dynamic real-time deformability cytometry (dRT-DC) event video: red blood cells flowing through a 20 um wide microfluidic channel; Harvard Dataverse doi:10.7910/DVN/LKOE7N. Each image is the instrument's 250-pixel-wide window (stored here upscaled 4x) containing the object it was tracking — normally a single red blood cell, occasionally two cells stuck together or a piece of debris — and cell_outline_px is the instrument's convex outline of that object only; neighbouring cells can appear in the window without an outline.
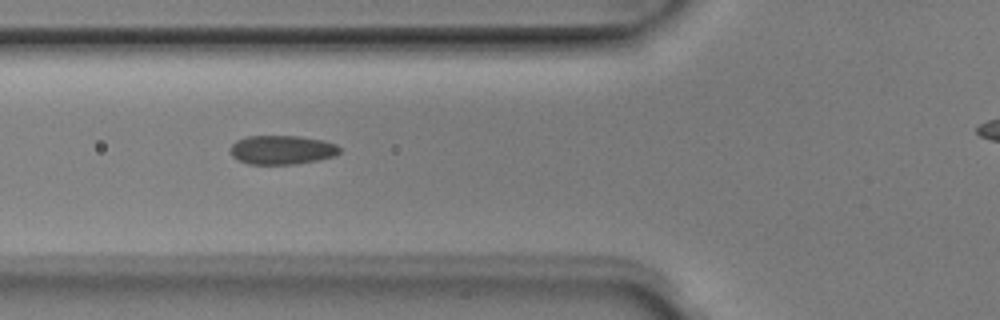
{"species": "Egyptian fruit bat (a non-hibernating species)", "species_latin": "Rousettus aegyptiacus", "temperature_condition": "room temperature", "stored_images_in_passage": 6, "camera_frame_rate_fps": 3000, "um_per_image_px": 0.085, "animal": {"sex": "male"}, "frame": {"image": 1, "passage_image": 5, "time_ms": 1.333, "image_size_px": [1000, 320], "cell_outline_px": [[340, 152], [336, 156], [296, 164], [248, 164], [236, 160], [232, 156], [228, 148], [236, 140], [248, 136], [300, 136], [324, 140], [336, 144], [340, 148]], "centroid_in_image_um": [23.94, 12.74], "position_along_channel_um": 101.9, "area_um2": 18.73}}
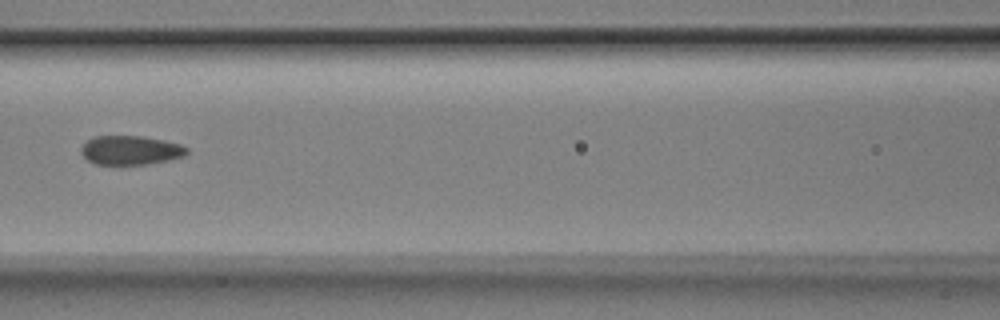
{"frame": {"image": 2, "passage_image": 6, "time_ms": 1.667, "image_size_px": [1000, 320], "cell_outline_px": [[188, 152], [184, 156], [168, 160], [148, 164], [96, 164], [88, 160], [80, 152], [80, 148], [88, 140], [96, 136], [144, 136], [164, 140], [180, 144], [188, 148]], "centroid_in_image_um": [11.11, 12.76], "position_along_channel_um": 155.5, "area_um2": 17.86}}